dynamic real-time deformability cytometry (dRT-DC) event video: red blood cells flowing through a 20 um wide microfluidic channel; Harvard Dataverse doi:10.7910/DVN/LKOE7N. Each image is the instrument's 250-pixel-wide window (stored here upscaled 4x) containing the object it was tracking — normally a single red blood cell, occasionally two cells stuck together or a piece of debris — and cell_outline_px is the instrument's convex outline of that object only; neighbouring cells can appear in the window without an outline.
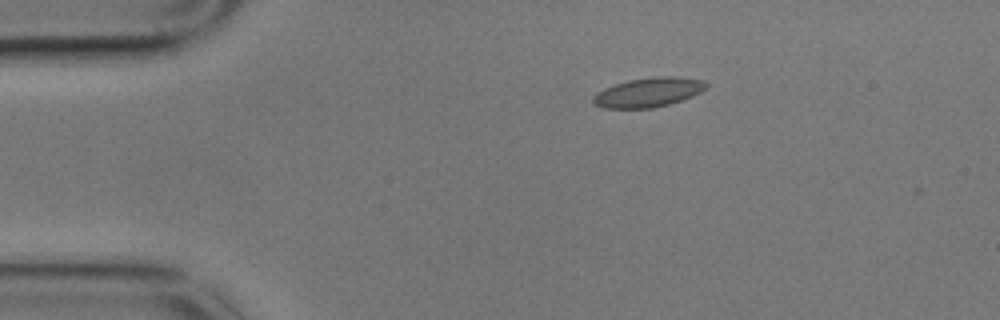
{"species": "common noctule bat (a hibernating species)", "species_latin": "Nyctalus noctula", "temperature_condition": "cold", "stored_images_in_passage": 48, "camera_frame_rate_fps": 3000, "um_per_image_px": 0.085, "animal": {"sex": "male", "body_mass_g": 17.9}, "frame": {"image": 1, "passage_image": 1, "time_ms": 0.0, "image_size_px": [1000, 320], "cell_outline_px": [[708, 84], [700, 92], [692, 96], [668, 104], [652, 108], [604, 108], [592, 104], [592, 96], [596, 92], [604, 88], [628, 80], [656, 76], [676, 76], [704, 80]], "centroid_in_image_um": [55.07, 7.84], "position_along_channel_um": 29.9, "area_um2": 19.36}}
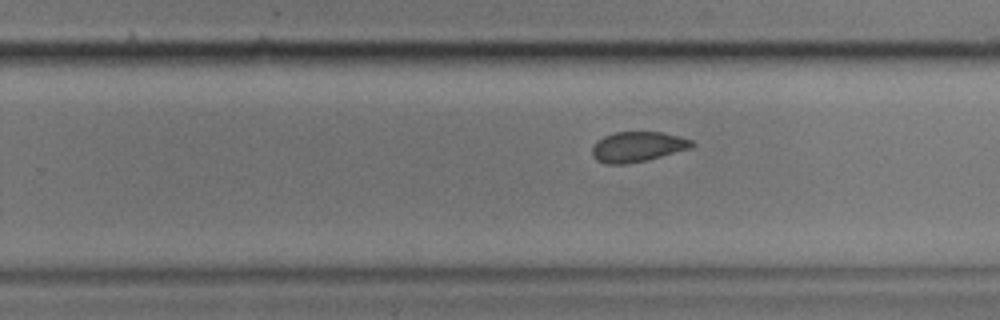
{"frame": {"image": 2, "passage_image": 26, "time_ms": 8.333, "image_size_px": [1000, 320], "cell_outline_px": [[696, 144], [692, 148], [648, 160], [624, 164], [604, 164], [596, 160], [592, 156], [592, 148], [596, 140], [604, 136], [616, 132], [660, 132], [680, 136], [692, 140]], "centroid_in_image_um": [54.2, 12.48], "position_along_channel_um": 275.6, "area_um2": 17.74}}
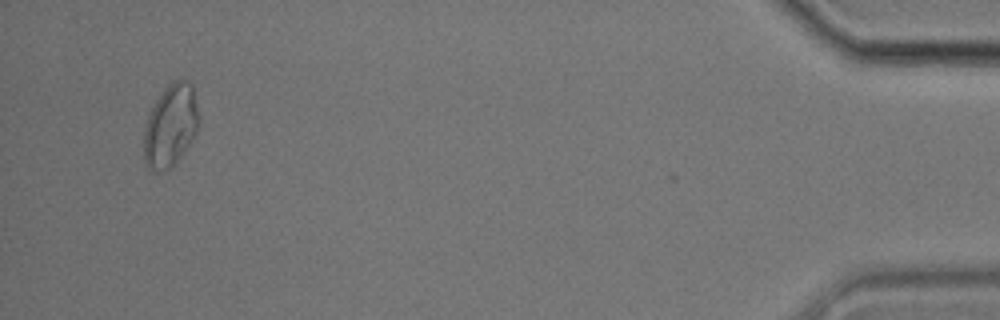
{"frame": {"image": 3, "passage_image": 45, "time_ms": 14.667, "image_size_px": [1000, 320], "cell_outline_px": [[200, 124], [192, 140], [176, 164], [172, 168], [156, 172], [152, 172], [148, 168], [144, 160], [144, 128], [148, 116], [156, 100], [164, 88], [172, 80], [184, 80], [192, 84], [200, 116]], "centroid_in_image_um": [14.51, 10.7], "position_along_channel_um": 420.7, "area_um2": 26.76}, "authors_computed_cell_mechanics": {"area_um2": 18.6405, "velocity_mm_per_s": 3.5294, "shape_relaxation_time_tau1_ms": null, "shape_relaxation_time_tau2_ms": 1.4319, "deformation_change_tau1": null, "deformation_change_tau2": 0.0488}}